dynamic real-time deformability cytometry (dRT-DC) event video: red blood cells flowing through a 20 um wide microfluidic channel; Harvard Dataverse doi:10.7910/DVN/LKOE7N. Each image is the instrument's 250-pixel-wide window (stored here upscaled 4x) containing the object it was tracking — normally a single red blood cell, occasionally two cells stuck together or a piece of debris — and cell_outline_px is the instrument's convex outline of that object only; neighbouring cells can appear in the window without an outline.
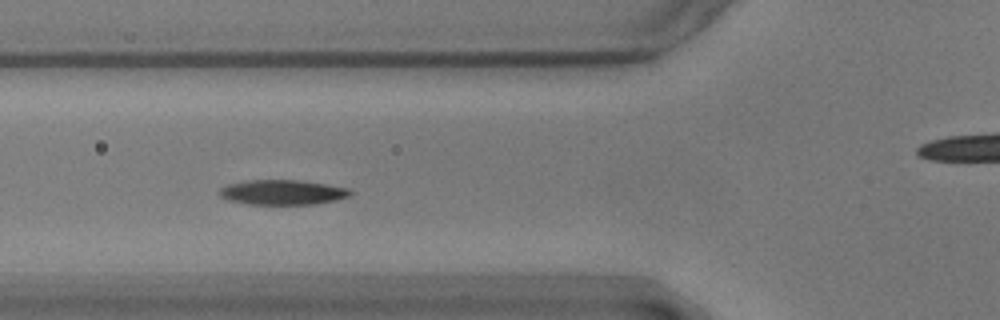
{"species": "common noctule bat (a hibernating species)", "species_latin": "Nyctalus noctula", "temperature_condition": "warm", "stored_images_in_passage": 52, "camera_frame_rate_fps": 3000, "um_per_image_px": 0.085, "animal": {"sex": "male", "body_mass_g": 17.9}, "frame": {"image": 1, "passage_image": 15, "time_ms": 4.667, "image_size_px": [1000, 320], "cell_outline_px": [[352, 196], [336, 200], [316, 204], [248, 204], [228, 200], [220, 196], [220, 188], [228, 184], [248, 180], [300, 180], [348, 188], [352, 192]], "centroid_in_image_um": [24.03, 16.35], "position_along_channel_um": 101.8, "area_um2": 18.96}}
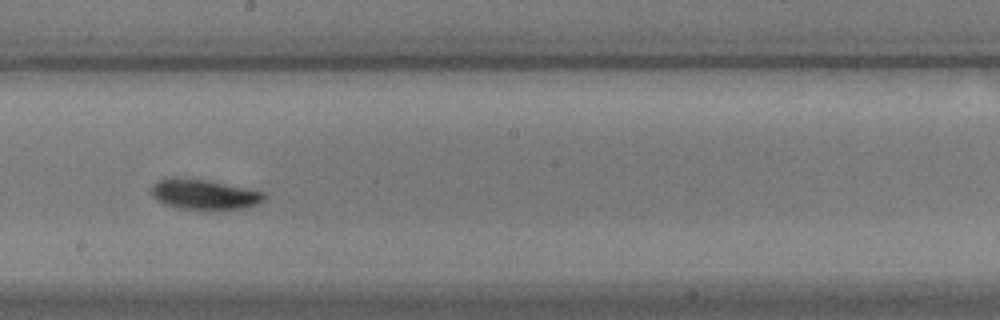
{"frame": {"image": 2, "passage_image": 26, "time_ms": 8.333, "image_size_px": [1000, 320], "cell_outline_px": [[264, 200], [256, 204], [244, 208], [216, 212], [176, 208], [164, 204], [156, 200], [152, 196], [152, 184], [156, 180], [168, 176], [172, 176], [208, 180], [248, 188], [264, 192]], "centroid_in_image_um": [17.31, 16.54], "position_along_channel_um": 230.9, "area_um2": 20.75}}
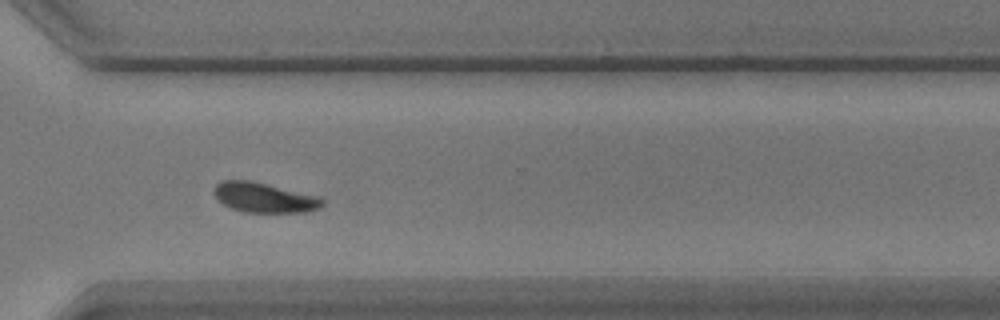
{"frame": {"image": 3, "passage_image": 36, "time_ms": 11.667, "image_size_px": [1000, 320], "cell_outline_px": [[324, 204], [320, 208], [304, 212], [244, 212], [232, 208], [224, 204], [216, 196], [216, 184], [220, 180], [248, 180], [316, 196], [324, 200]], "centroid_in_image_um": [22.46, 16.8], "position_along_channel_um": 348.1, "area_um2": 18.32}, "authors_computed_cell_mechanics": {"area_um2": 18.9873, "velocity_mm_per_s": 3.522, "shape_relaxation_time_tau1_ms": 3.0249, "shape_relaxation_time_tau2_ms": 4.8427, "deformation_change_tau1": 0.1357, "deformation_change_tau2": 0.0807}}